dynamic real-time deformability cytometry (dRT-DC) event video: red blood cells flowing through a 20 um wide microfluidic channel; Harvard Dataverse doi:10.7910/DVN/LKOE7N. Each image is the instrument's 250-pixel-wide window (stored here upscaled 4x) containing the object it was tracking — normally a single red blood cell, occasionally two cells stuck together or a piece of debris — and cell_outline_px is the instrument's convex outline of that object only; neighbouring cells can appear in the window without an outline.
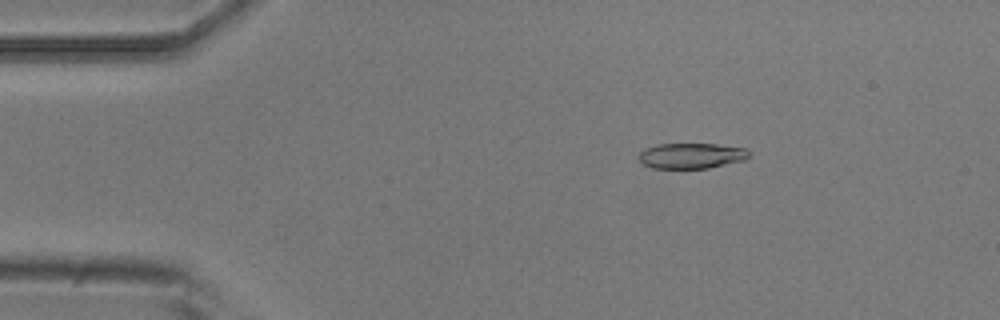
{"species": "common noctule bat (a hibernating species)", "species_latin": "Nyctalus noctula", "temperature_condition": "room temperature", "stored_images_in_passage": 46, "camera_frame_rate_fps": 3000, "um_per_image_px": 0.085, "animal": {"sex": "male", "body_mass_g": 20.5, "forearm_length_mm": 52.5}, "frame": {"image": 1, "passage_image": 8, "time_ms": 2.333, "image_size_px": [1000, 320], "cell_outline_px": [[748, 156], [744, 160], [708, 168], [652, 168], [644, 164], [636, 156], [644, 148], [656, 144], [716, 144], [748, 148]], "centroid_in_image_um": [58.73, 13.23], "position_along_channel_um": 26.3, "area_um2": 16.42}}
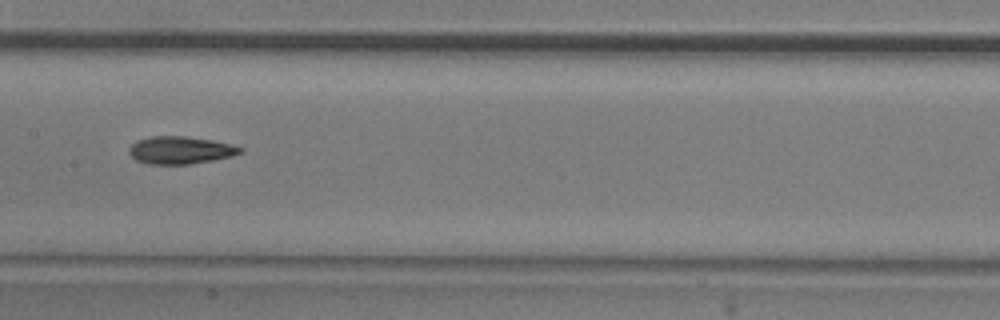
{"frame": {"image": 2, "passage_image": 25, "time_ms": 8.0, "image_size_px": [1000, 320], "cell_outline_px": [[244, 152], [232, 156], [212, 160], [188, 164], [148, 164], [136, 160], [128, 152], [128, 148], [136, 140], [148, 136], [184, 136], [212, 140], [244, 148]], "centroid_in_image_um": [15.3, 12.76], "position_along_channel_um": 192.1, "area_um2": 17.86}}
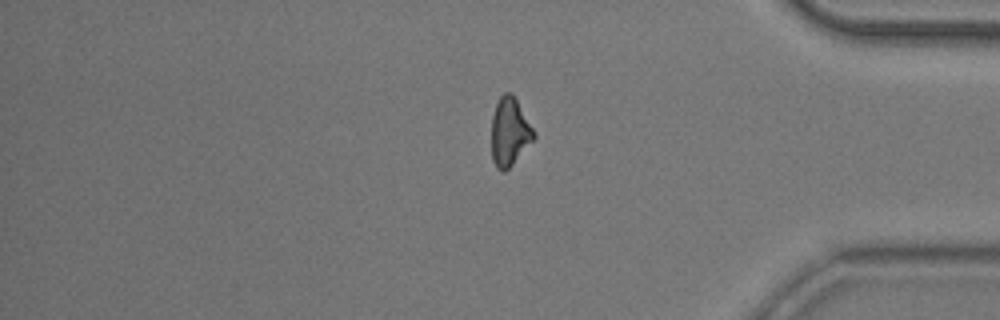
{"frame": {"image": 3, "passage_image": 42, "time_ms": 13.667, "image_size_px": [1000, 320], "cell_outline_px": [[536, 136], [512, 164], [504, 172], [500, 172], [496, 168], [492, 160], [492, 116], [496, 104], [500, 96], [504, 92], [512, 92], [536, 132]], "centroid_in_image_um": [43.31, 11.19], "position_along_channel_um": 391.9, "area_um2": 16.82}}